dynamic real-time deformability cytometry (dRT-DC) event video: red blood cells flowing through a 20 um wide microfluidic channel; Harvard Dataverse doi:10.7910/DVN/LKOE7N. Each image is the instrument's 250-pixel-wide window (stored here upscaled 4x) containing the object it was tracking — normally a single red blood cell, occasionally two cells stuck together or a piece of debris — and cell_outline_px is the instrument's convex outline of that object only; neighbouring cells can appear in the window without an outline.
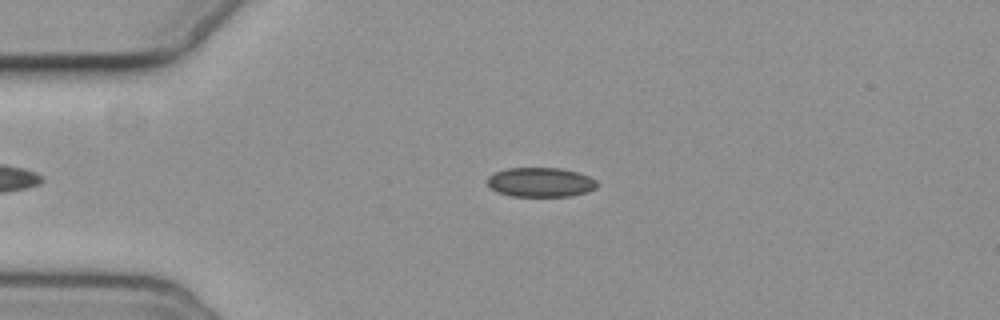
{"species": "common noctule bat (a hibernating species)", "species_latin": "Nyctalus noctula", "temperature_condition": "cold", "stored_images_in_passage": 2, "camera_frame_rate_fps": 3000, "um_per_image_px": 0.085, "animal": {"sex": "female", "body_mass_g": 19.3, "forearm_length_mm": 54.1}, "frame": {"image": 1, "passage_image": 1, "time_ms": 0.0, "image_size_px": [1000, 320], "cell_outline_px": [[596, 188], [584, 192], [568, 196], [512, 196], [496, 192], [488, 184], [488, 176], [496, 172], [508, 168], [560, 168], [580, 172], [596, 180]], "centroid_in_image_um": [45.94, 15.48], "position_along_channel_um": 39.1, "area_um2": 18.67}}